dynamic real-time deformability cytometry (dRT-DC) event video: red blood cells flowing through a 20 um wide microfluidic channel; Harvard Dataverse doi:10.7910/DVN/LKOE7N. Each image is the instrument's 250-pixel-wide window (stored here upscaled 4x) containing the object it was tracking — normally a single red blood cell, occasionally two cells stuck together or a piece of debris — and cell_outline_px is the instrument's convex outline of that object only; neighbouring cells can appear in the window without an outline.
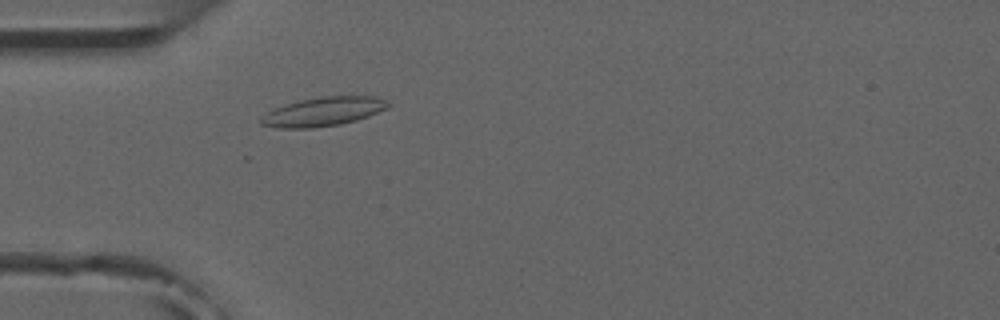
{"species": "common noctule bat (a hibernating species)", "species_latin": "Nyctalus noctula", "temperature_condition": "room temperature", "stored_images_in_passage": 3, "camera_frame_rate_fps": 3000, "um_per_image_px": 0.085, "animal": {"sex": "male", "forearm_length_mm": 52.5}, "frame": {"image": 1, "passage_image": 3, "time_ms": 2.333, "image_size_px": [1000, 320], "cell_outline_px": [[392, 104], [388, 108], [368, 116], [356, 120], [340, 124], [312, 128], [276, 128], [260, 124], [260, 120], [268, 112], [276, 108], [300, 100], [320, 96], [376, 96]], "centroid_in_image_um": [27.51, 9.49], "position_along_channel_um": 57.5, "area_um2": 21.27}}